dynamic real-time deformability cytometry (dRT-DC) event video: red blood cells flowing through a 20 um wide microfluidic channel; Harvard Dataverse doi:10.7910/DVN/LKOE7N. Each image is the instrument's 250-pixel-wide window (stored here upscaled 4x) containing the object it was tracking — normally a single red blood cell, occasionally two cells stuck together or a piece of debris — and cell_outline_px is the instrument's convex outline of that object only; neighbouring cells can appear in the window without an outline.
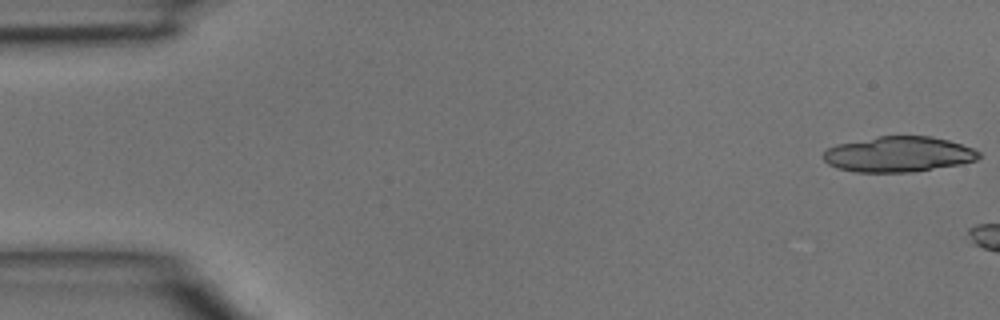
{"species": "common noctule bat (a hibernating species)", "species_latin": "Nyctalus noctula", "temperature_condition": "room temperature", "stored_images_in_passage": 2, "camera_frame_rate_fps": 3000, "um_per_image_px": 0.085, "animal": {"sex": "male", "body_mass_g": 15.6}, "frame": {"image": 1, "passage_image": 1, "time_ms": 0.0, "image_size_px": [1000, 320], "cell_outline_px": [[980, 156], [976, 160], [960, 164], [912, 172], [856, 172], [836, 168], [828, 164], [824, 160], [824, 152], [828, 148], [836, 144], [880, 136], [932, 136], [948, 140], [972, 148], [980, 152]], "centroid_in_image_um": [76.36, 13.11], "position_along_channel_um": 8.6, "area_um2": 32.02}}